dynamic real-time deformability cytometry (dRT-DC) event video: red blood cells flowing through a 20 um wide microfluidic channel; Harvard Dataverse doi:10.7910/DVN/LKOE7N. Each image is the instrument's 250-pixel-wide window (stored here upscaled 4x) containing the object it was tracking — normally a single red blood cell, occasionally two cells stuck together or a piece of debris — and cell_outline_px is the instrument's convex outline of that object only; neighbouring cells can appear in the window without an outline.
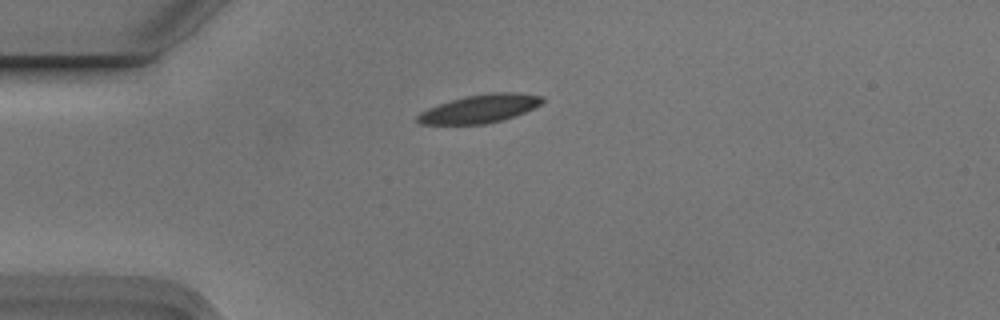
{"species": "Egyptian fruit bat (a non-hibernating species)", "species_latin": "Rousettus aegyptiacus", "temperature_condition": "cold", "stored_images_in_passage": 3, "camera_frame_rate_fps": 3000, "um_per_image_px": 0.085, "animal": {"sex": "male"}, "frame": {"image": 1, "passage_image": 2, "time_ms": 0.333, "image_size_px": [1000, 320], "cell_outline_px": [[544, 100], [540, 104], [524, 112], [500, 120], [484, 124], [420, 124], [416, 120], [416, 116], [420, 112], [428, 108], [464, 96], [488, 92], [516, 92], [544, 96]], "centroid_in_image_um": [40.77, 9.22], "position_along_channel_um": 44.2, "area_um2": 20.4}}